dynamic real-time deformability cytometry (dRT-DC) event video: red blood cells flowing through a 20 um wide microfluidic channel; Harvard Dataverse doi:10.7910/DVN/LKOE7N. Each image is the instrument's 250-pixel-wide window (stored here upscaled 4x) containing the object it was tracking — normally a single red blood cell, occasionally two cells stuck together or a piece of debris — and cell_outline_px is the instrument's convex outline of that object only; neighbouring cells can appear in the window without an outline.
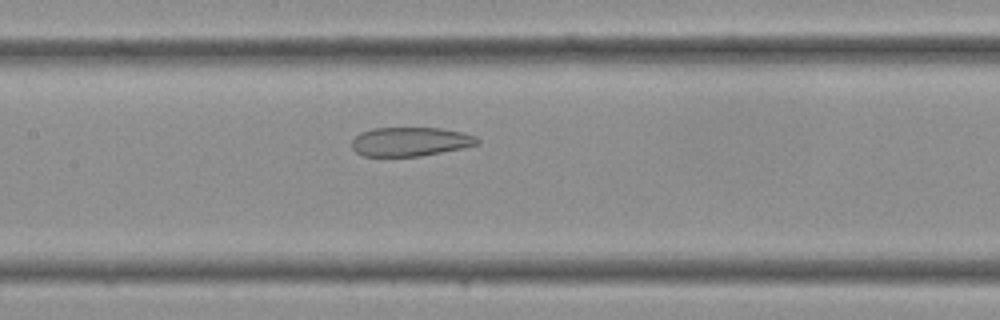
{"species": "Egyptian fruit bat (a non-hibernating species)", "species_latin": "Rousettus aegyptiacus", "temperature_condition": "cold", "stored_images_in_passage": 36, "camera_frame_rate_fps": 3000, "um_per_image_px": 0.085, "frame": {"image": 1, "passage_image": 17, "time_ms": 5.333, "image_size_px": [1000, 320], "cell_outline_px": [[480, 144], [464, 148], [420, 156], [364, 156], [356, 152], [352, 148], [352, 140], [360, 132], [372, 128], [440, 128], [460, 132], [476, 136], [480, 140]], "centroid_in_image_um": [34.89, 12.04], "position_along_channel_um": 172.5, "area_um2": 21.27}}
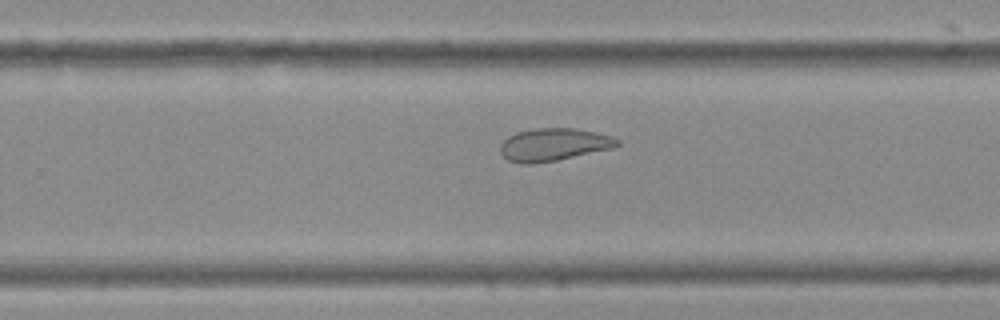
{"frame": {"image": 2, "passage_image": 23, "time_ms": 7.333, "image_size_px": [1000, 320], "cell_outline_px": [[620, 144], [616, 148], [556, 160], [532, 164], [520, 164], [508, 160], [500, 152], [500, 144], [508, 136], [516, 132], [536, 128], [576, 128], [596, 132], [612, 136], [620, 140]], "centroid_in_image_um": [47.09, 12.29], "position_along_channel_um": 282.7, "area_um2": 22.48}}
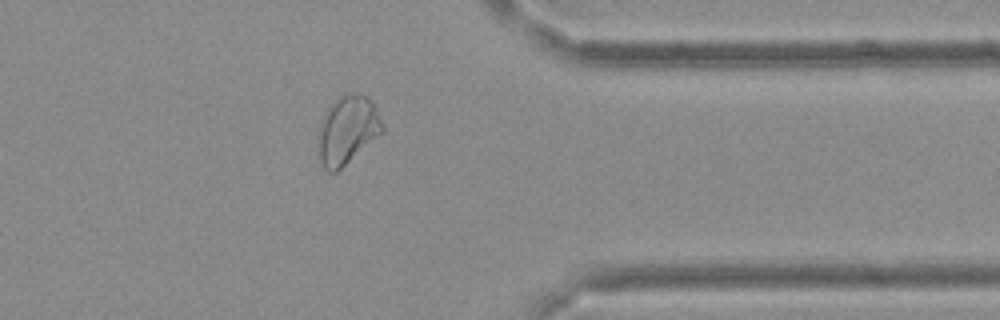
{"frame": {"image": 3, "passage_image": 29, "time_ms": 9.333, "image_size_px": [1000, 320], "cell_outline_px": [[384, 132], [336, 172], [328, 172], [324, 168], [320, 160], [320, 120], [328, 108], [344, 92], [352, 92], [364, 96], [372, 100], [376, 108], [384, 128]], "centroid_in_image_um": [29.56, 11.03], "position_along_channel_um": 381.8, "area_um2": 25.2}}